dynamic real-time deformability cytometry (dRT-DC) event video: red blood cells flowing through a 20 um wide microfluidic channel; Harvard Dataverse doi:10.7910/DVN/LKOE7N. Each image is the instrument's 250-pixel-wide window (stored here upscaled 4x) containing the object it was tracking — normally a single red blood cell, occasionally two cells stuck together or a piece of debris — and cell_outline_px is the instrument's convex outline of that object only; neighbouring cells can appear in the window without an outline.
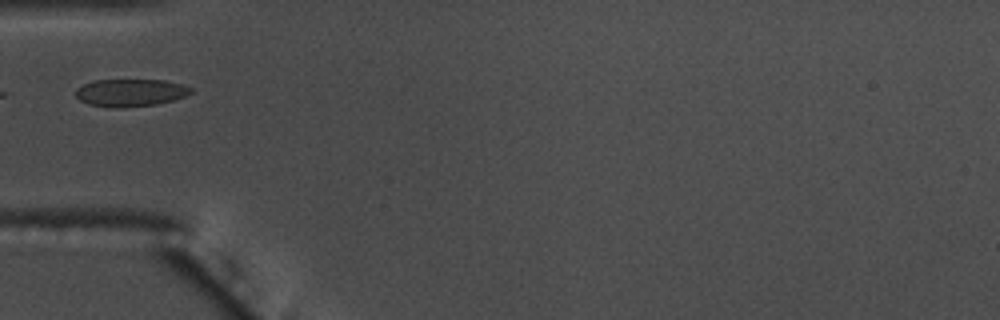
{"species": "common noctule bat (a hibernating species)", "species_latin": "Nyctalus noctula", "temperature_condition": "warm", "stored_images_in_passage": 37, "camera_frame_rate_fps": 3000, "um_per_image_px": 0.085, "animal": {"sex": "male", "body_mass_g": 17.5, "forearm_length_mm": 52.3}, "frame": {"image": 1, "passage_image": 1, "time_ms": 0.0, "image_size_px": [1000, 320], "cell_outline_px": [[192, 92], [188, 96], [156, 104], [124, 108], [120, 108], [88, 104], [80, 100], [76, 96], [76, 88], [84, 84], [96, 80], [164, 80], [180, 84], [192, 88]], "centroid_in_image_um": [11.1, 7.88], "position_along_channel_um": 73.9, "area_um2": 18.38}}